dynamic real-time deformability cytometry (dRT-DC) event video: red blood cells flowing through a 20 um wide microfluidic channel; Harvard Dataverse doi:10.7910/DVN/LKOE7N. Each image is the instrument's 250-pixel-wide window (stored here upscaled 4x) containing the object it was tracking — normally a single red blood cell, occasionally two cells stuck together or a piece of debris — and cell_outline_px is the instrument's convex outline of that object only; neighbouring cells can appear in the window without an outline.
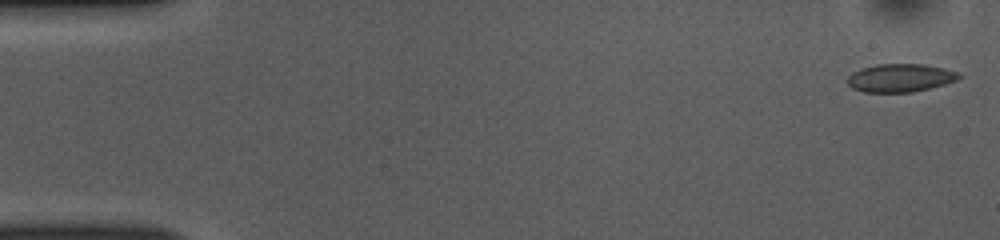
{"species": "common noctule bat (a hibernating species)", "species_latin": "Nyctalus noctula", "temperature_condition": "room temperature", "stored_images_in_passage": 51, "camera_frame_rate_fps": 3000, "um_per_image_px": 0.085, "animal": {"sex": "female", "body_mass_g": 10.0, "forearm_length_mm": 53.1}, "frame": {"image": 1, "passage_image": 1, "time_ms": 0.0, "image_size_px": [1000, 240], "cell_outline_px": [[960, 76], [956, 80], [944, 84], [912, 92], [864, 92], [852, 88], [848, 84], [848, 76], [852, 72], [876, 64], [924, 64], [944, 68], [960, 72]], "centroid_in_image_um": [76.52, 6.61], "position_along_channel_um": 8.5, "area_um2": 18.15}}
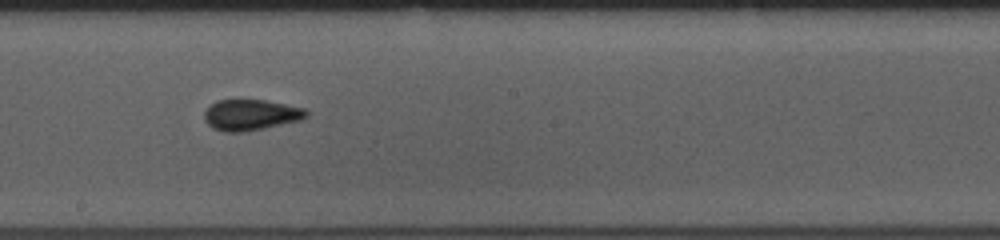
{"frame": {"image": 2, "passage_image": 28, "time_ms": 9.0, "image_size_px": [1000, 240], "cell_outline_px": [[308, 116], [300, 120], [264, 128], [244, 132], [224, 132], [212, 128], [204, 120], [204, 112], [216, 100], [264, 100], [308, 108]], "centroid_in_image_um": [21.33, 9.77], "position_along_channel_um": 226.9, "area_um2": 18.44}}
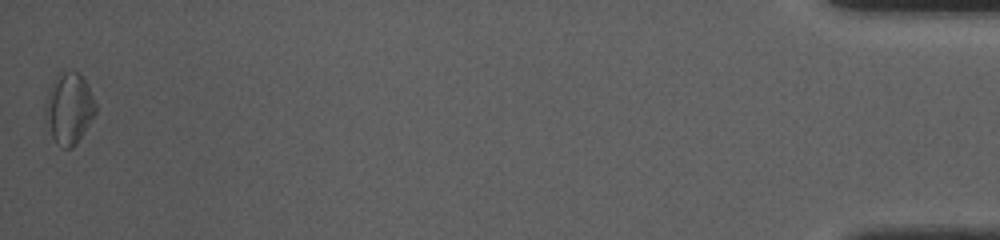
{"frame": {"image": 3, "passage_image": 51, "time_ms": 16.667, "image_size_px": [1000, 240], "cell_outline_px": [[96, 112], [84, 132], [76, 144], [72, 148], [60, 148], [56, 144], [52, 136], [44, 108], [44, 104], [48, 88], [56, 76], [60, 72], [80, 72], [96, 104]], "centroid_in_image_um": [5.85, 9.22], "position_along_channel_um": 429.4, "area_um2": 20.69}, "authors_computed_cell_mechanics": {"area_um2": 17.9758, "velocity_mm_per_s": 3.8478, "shape_relaxation_time_tau1_ms": 6.4916, "shape_relaxation_time_tau2_ms": 3.0808, "deformation_change_tau1": 0.0959, "deformation_change_tau2": 0.0922}}